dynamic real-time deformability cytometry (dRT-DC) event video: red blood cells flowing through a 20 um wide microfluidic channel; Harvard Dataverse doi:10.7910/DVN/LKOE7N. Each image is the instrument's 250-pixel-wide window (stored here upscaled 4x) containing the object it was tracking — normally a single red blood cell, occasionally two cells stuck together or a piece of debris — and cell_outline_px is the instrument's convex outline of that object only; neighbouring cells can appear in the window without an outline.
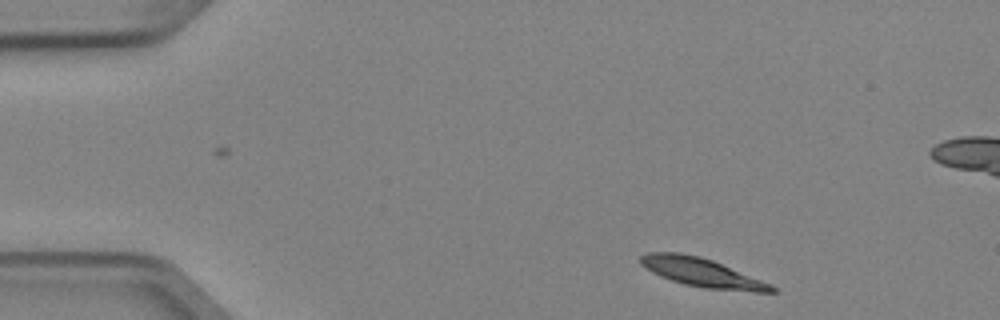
{"species": "Egyptian fruit bat (a non-hibernating species)", "species_latin": "Rousettus aegyptiacus", "temperature_condition": "cold", "stored_images_in_passage": 4, "segment_of_instrument_passage": [1, 2], "camera_frame_rate_fps": 3000, "um_per_image_px": 0.085, "animal": {"sex": "female"}, "frame": {"image": 1, "passage_image": 1, "time_ms": 0.0, "image_size_px": [1000, 320], "cell_outline_px": [[776, 292], [756, 292], [704, 288], [684, 284], [660, 276], [652, 272], [640, 264], [636, 260], [640, 256], [648, 252], [680, 252], [700, 256], [712, 260], [772, 284], [776, 288]], "centroid_in_image_um": [59.63, 23.15], "position_along_channel_um": 25.4, "area_um2": 22.02}}